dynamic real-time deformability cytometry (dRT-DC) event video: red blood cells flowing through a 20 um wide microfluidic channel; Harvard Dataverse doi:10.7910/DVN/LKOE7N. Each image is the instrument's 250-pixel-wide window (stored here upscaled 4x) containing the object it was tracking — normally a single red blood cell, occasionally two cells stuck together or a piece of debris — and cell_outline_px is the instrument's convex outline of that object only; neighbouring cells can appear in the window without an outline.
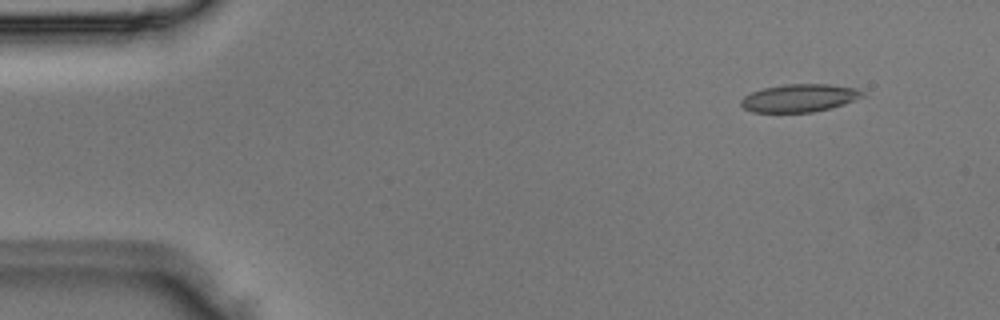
{"species": "Egyptian fruit bat (a non-hibernating species)", "species_latin": "Rousettus aegyptiacus", "temperature_condition": "room temperature", "stored_images_in_passage": 4, "camera_frame_rate_fps": 3000, "um_per_image_px": 0.085, "animal": {"sex": "male"}, "frame": {"image": 1, "passage_image": 4, "time_ms": 1.0, "image_size_px": [1000, 320], "cell_outline_px": [[864, 96], [844, 104], [832, 108], [812, 112], [752, 112], [744, 108], [740, 104], [740, 100], [744, 96], [752, 92], [764, 88], [784, 84], [832, 84], [856, 88], [864, 92]], "centroid_in_image_um": [67.96, 8.33], "position_along_channel_um": 17.0, "area_um2": 19.77}}